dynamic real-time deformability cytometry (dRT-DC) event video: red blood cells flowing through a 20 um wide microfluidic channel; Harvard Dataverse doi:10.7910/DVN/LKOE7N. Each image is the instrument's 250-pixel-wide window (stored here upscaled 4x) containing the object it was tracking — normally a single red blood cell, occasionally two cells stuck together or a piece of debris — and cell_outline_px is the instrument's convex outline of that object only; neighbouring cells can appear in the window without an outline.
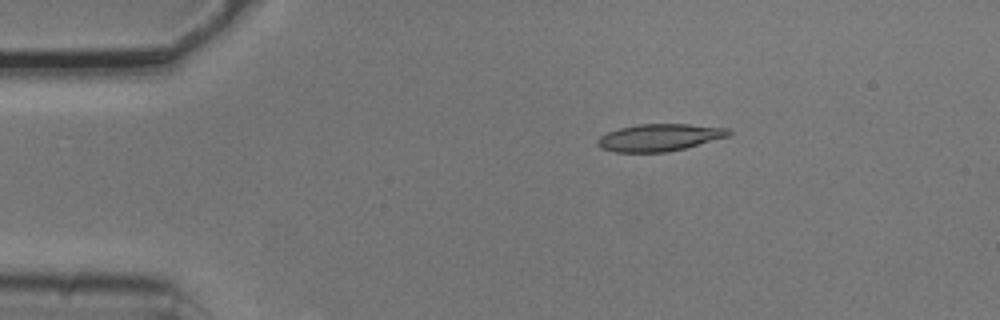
{"species": "common noctule bat (a hibernating species)", "species_latin": "Nyctalus noctula", "temperature_condition": "cold", "stored_images_in_passage": 4, "camera_frame_rate_fps": 3000, "um_per_image_px": 0.085, "animal": {"sex": "male", "body_mass_g": 20.5, "forearm_length_mm": 52.5}, "frame": {"image": 1, "passage_image": 2, "time_ms": 0.333, "image_size_px": [1000, 320], "cell_outline_px": [[732, 132], [728, 136], [684, 148], [668, 152], [616, 152], [600, 148], [596, 144], [596, 140], [600, 136], [608, 132], [620, 128], [636, 124], [688, 124], [728, 128]], "centroid_in_image_um": [56.01, 11.68], "position_along_channel_um": 29.0, "area_um2": 20.69}}
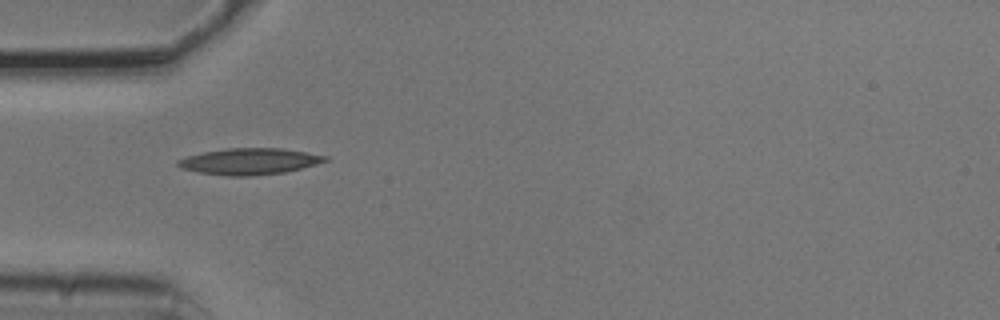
{"frame": {"image": 2, "passage_image": 4, "time_ms": 1.0, "image_size_px": [1000, 320], "cell_outline_px": [[328, 160], [316, 164], [284, 172], [248, 176], [228, 176], [196, 172], [180, 168], [176, 164], [176, 160], [188, 156], [204, 152], [228, 148], [284, 148], [328, 156]], "centroid_in_image_um": [21.17, 13.71], "position_along_channel_um": 63.8, "area_um2": 22.54}}